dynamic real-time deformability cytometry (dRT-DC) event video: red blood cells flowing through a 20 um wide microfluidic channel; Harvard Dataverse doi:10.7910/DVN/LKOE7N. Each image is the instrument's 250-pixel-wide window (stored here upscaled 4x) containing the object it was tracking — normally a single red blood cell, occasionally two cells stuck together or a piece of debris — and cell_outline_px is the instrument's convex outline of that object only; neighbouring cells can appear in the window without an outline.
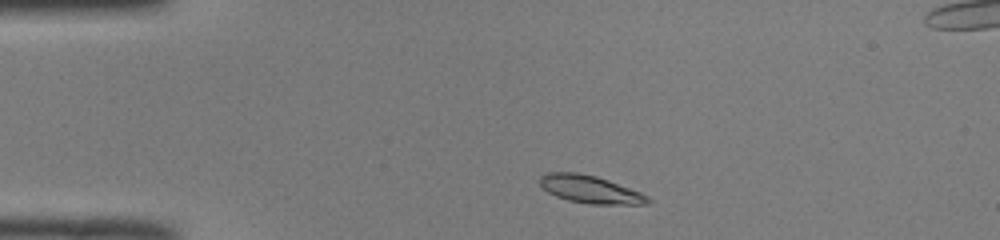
{"species": "common noctule bat (a hibernating species)", "species_latin": "Nyctalus noctula", "temperature_condition": "room temperature", "stored_images_in_passage": 42, "camera_frame_rate_fps": 3000, "um_per_image_px": 0.085, "animal": {"sex": "male", "body_mass_g": 19.0, "forearm_length_mm": 50.8}, "frame": {"image": 1, "passage_image": 2, "time_ms": 0.333, "image_size_px": [1000, 240], "cell_outline_px": [[652, 200], [648, 204], [592, 204], [568, 200], [556, 196], [548, 192], [540, 184], [540, 176], [544, 172], [576, 172], [596, 176], [608, 180], [640, 192], [648, 196]], "centroid_in_image_um": [50.16, 16.09], "position_along_channel_um": 34.8, "area_um2": 17.34}}
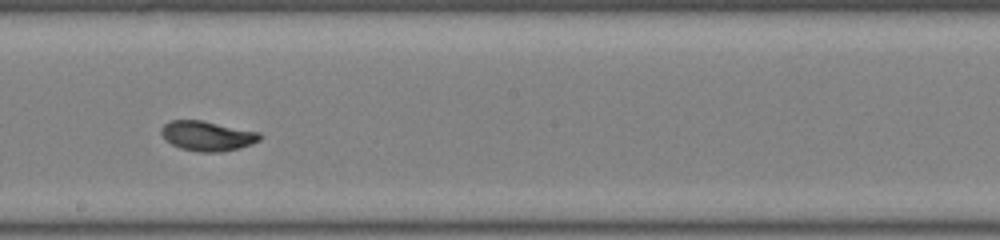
{"frame": {"image": 2, "passage_image": 20, "time_ms": 6.333, "image_size_px": [1000, 240], "cell_outline_px": [[260, 140], [240, 148], [220, 152], [196, 152], [180, 148], [164, 140], [160, 132], [160, 128], [168, 120], [200, 120], [260, 132]], "centroid_in_image_um": [17.57, 11.55], "position_along_channel_um": 230.6, "area_um2": 17.22}}
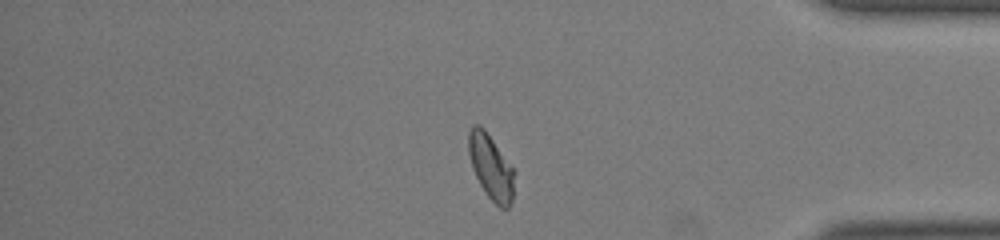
{"frame": {"image": 3, "passage_image": 34, "time_ms": 11.0, "image_size_px": [1000, 240], "cell_outline_px": [[516, 172], [512, 200], [508, 208], [500, 208], [488, 196], [480, 184], [472, 168], [468, 152], [468, 132], [472, 124], [480, 124], [484, 128]], "centroid_in_image_um": [41.73, 14.18], "position_along_channel_um": 393.5, "area_um2": 17.4}, "authors_computed_cell_mechanics": {"area_um2": 17.2244, "velocity_mm_per_s": 3.9983, "shape_relaxation_time_tau1_ms": 2.8241, "shape_relaxation_time_tau2_ms": null, "deformation_change_tau1": 0.1253, "deformation_change_tau2": null}}